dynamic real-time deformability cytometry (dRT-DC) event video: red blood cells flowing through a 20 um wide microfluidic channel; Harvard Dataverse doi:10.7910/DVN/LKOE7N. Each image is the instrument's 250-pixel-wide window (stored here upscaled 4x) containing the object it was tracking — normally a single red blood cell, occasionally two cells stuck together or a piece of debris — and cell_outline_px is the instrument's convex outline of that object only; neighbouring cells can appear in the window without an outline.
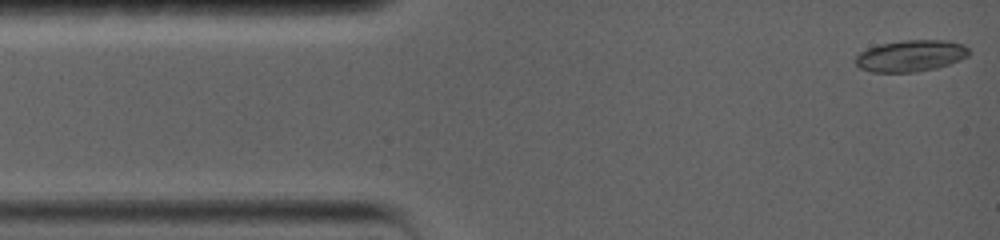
{"species": "common noctule bat (a hibernating species)", "species_latin": "Nyctalus noctula", "temperature_condition": "warm", "stored_images_in_passage": 73, "camera_frame_rate_fps": 5000, "um_per_image_px": 0.085, "animal": {"sex": "female", "body_mass_g": 19.0, "forearm_length_mm": 56.7}, "frame": {"image": 1, "passage_image": 1, "time_ms": 0.0, "image_size_px": [1000, 240], "cell_outline_px": [[972, 52], [968, 56], [960, 60], [936, 68], [916, 72], [872, 72], [860, 68], [856, 64], [856, 56], [860, 52], [868, 48], [880, 44], [904, 40], [948, 40], [964, 44]], "centroid_in_image_um": [77.45, 4.74], "position_along_channel_um": 7.6, "area_um2": 20.92}}
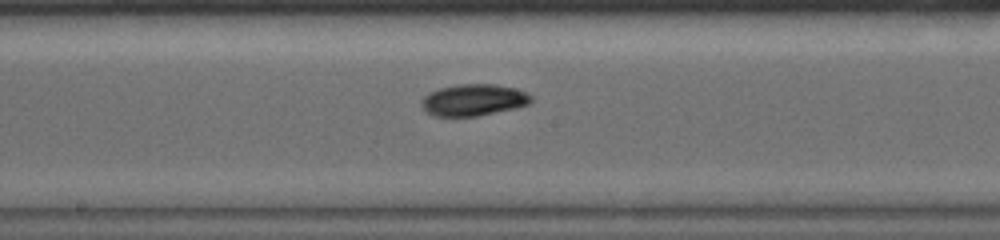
{"frame": {"image": 2, "passage_image": 31, "time_ms": 7.6, "image_size_px": [1000, 240], "cell_outline_px": [[532, 100], [528, 104], [516, 108], [476, 116], [432, 116], [420, 104], [420, 100], [428, 92], [440, 88], [456, 84], [496, 84], [516, 88], [532, 96]], "centroid_in_image_um": [40.23, 8.49], "position_along_channel_um": 208.0, "area_um2": 20.29}}
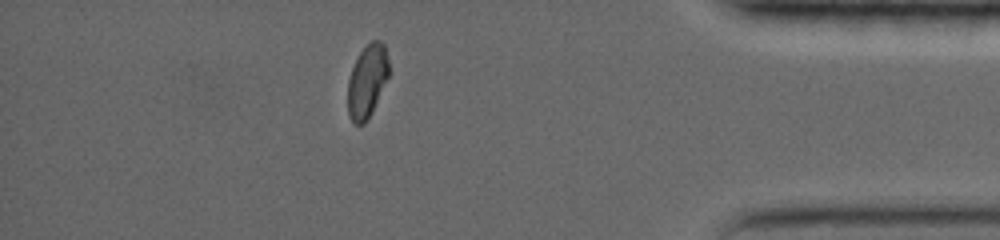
{"frame": {"image": 3, "passage_image": 60, "time_ms": 14.0, "image_size_px": [1000, 240], "cell_outline_px": [[392, 72], [372, 112], [364, 124], [356, 124], [348, 116], [348, 80], [352, 68], [360, 52], [372, 40], [380, 40], [384, 44]], "centroid_in_image_um": [31.25, 6.89], "position_along_channel_um": 403.9, "area_um2": 17.74}, "authors_computed_cell_mechanics": {"area_um2": 19.1896, "velocity_mm_per_s": 3.623, "shape_relaxation_time_tau1_ms": 3.2103, "shape_relaxation_time_tau2_ms": null, "deformation_change_tau1": 0.1404, "deformation_change_tau2": null}}